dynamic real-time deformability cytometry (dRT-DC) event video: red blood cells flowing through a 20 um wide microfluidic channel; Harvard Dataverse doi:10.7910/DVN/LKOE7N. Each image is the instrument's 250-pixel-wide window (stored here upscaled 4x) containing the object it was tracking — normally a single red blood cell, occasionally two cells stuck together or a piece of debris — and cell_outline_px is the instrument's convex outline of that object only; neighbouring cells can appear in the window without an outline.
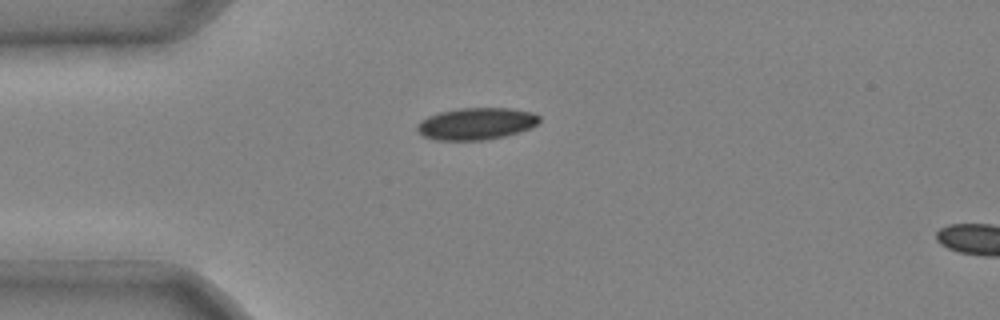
{"species": "common noctule bat (a hibernating species)", "species_latin": "Nyctalus noctula", "temperature_condition": "cold", "stored_images_in_passage": 5, "segment_of_instrument_passage": [1, 2], "camera_frame_rate_fps": 3000, "um_per_image_px": 0.085, "animal": {"sex": "male", "body_mass_g": 20.4}, "frame": {"image": 1, "passage_image": 4, "time_ms": 1.0, "image_size_px": [1000, 320], "cell_outline_px": [[540, 120], [532, 128], [520, 132], [488, 140], [436, 140], [424, 136], [416, 128], [416, 124], [420, 120], [428, 116], [440, 112], [460, 108], [512, 108], [532, 112], [540, 116]], "centroid_in_image_um": [40.5, 10.51], "position_along_channel_um": 44.5, "area_um2": 22.89}}